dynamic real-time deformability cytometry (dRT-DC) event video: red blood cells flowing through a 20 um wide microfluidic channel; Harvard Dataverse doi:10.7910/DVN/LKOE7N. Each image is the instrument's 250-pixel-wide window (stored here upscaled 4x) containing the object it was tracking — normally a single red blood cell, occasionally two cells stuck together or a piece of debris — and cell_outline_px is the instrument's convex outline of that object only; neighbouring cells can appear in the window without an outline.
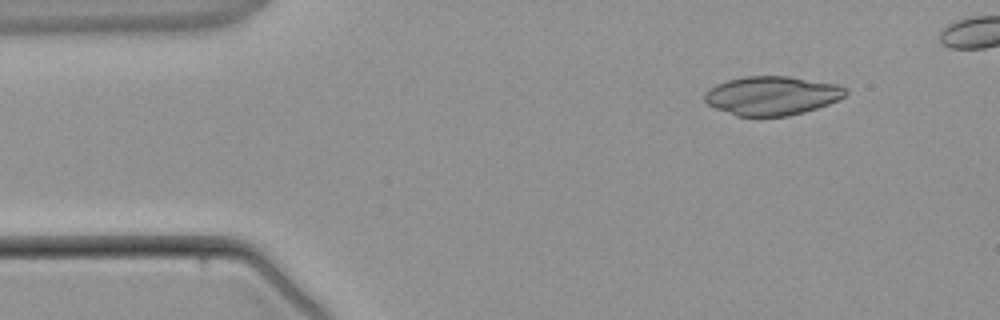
{"species": "common noctule bat (a hibernating species)", "species_latin": "Nyctalus noctula", "temperature_condition": "warm", "stored_images_in_passage": 3, "camera_frame_rate_fps": 3000, "um_per_image_px": 0.085, "animal": {"sex": "male", "body_mass_g": 21.5, "forearm_length_mm": 52.0}, "frame": {"image": 1, "passage_image": 1, "time_ms": 0.0, "image_size_px": [1000, 320], "cell_outline_px": [[848, 92], [844, 96], [828, 104], [804, 112], [788, 116], [736, 116], [716, 108], [708, 104], [704, 100], [704, 92], [716, 84], [728, 80], [744, 76], [788, 76], [840, 84]], "centroid_in_image_um": [65.6, 8.12], "position_along_channel_um": 19.4, "area_um2": 31.96}}